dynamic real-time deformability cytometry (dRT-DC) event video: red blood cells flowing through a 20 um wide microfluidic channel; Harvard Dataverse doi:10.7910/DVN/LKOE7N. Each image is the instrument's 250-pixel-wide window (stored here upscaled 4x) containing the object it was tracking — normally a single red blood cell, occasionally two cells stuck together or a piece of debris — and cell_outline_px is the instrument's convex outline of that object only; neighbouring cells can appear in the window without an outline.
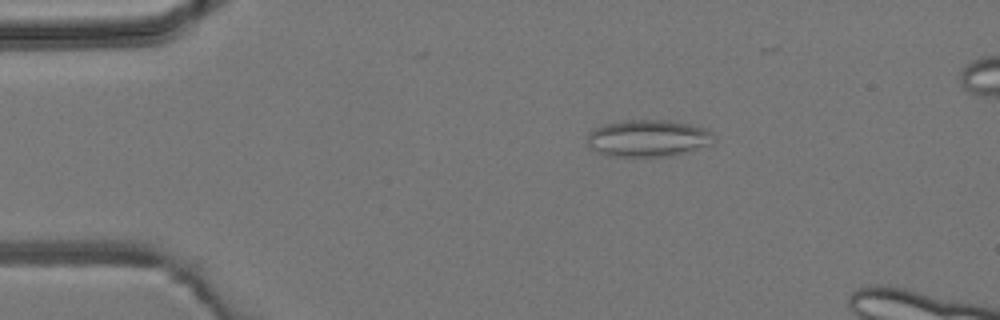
{"species": "common noctule bat (a hibernating species)", "species_latin": "Nyctalus noctula", "temperature_condition": "room temperature", "stored_images_in_passage": 5, "camera_frame_rate_fps": 3000, "um_per_image_px": 0.085, "animal": {"sex": "male", "body_mass_g": 19.2, "forearm_length_mm": 51.8}, "frame": {"image": 1, "passage_image": 2, "time_ms": 1.333, "image_size_px": [1000, 320], "cell_outline_px": [[716, 136], [712, 144], [688, 152], [672, 156], [604, 156], [592, 152], [588, 144], [588, 132], [604, 124], [624, 120], [668, 120], [688, 124], [704, 128], [712, 132]], "centroid_in_image_um": [55.07, 11.76], "position_along_channel_um": 29.9, "area_um2": 27.63}}